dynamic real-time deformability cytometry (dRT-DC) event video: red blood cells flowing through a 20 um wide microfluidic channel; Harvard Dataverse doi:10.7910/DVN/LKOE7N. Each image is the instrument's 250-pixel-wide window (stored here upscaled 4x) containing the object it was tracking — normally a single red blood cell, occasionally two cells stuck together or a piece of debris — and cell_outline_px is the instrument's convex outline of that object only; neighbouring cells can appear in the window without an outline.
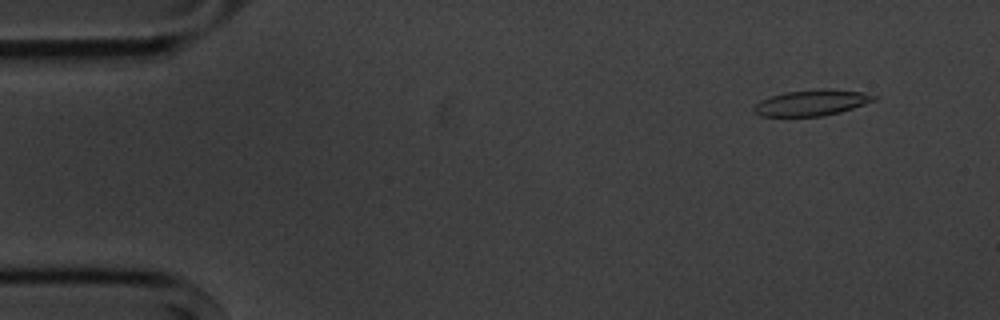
{"species": "common noctule bat (a hibernating species)", "species_latin": "Nyctalus noctula", "temperature_condition": "cold", "stored_images_in_passage": 4, "camera_frame_rate_fps": 3000, "um_per_image_px": 0.085, "animal": {"sex": "male", "body_mass_g": 20.1, "forearm_length_mm": 53.5}, "frame": {"image": 1, "passage_image": 1, "time_ms": 0.0, "image_size_px": [1000, 320], "cell_outline_px": [[880, 96], [876, 100], [840, 112], [824, 116], [760, 116], [752, 112], [752, 108], [760, 100], [784, 92], [820, 88], [832, 88], [864, 92]], "centroid_in_image_um": [69.02, 8.72], "position_along_channel_um": 16.0, "area_um2": 18.44}}
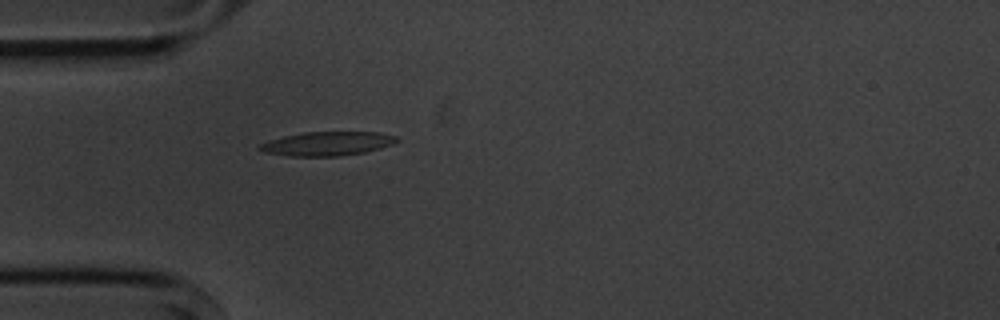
{"frame": {"image": 2, "passage_image": 4, "time_ms": 3.667, "image_size_px": [1000, 320], "cell_outline_px": [[400, 140], [392, 144], [380, 148], [364, 152], [340, 156], [288, 156], [264, 152], [256, 148], [260, 144], [284, 136], [304, 132], [380, 132], [396, 136]], "centroid_in_image_um": [27.83, 12.21], "position_along_channel_um": 57.2, "area_um2": 19.07}}